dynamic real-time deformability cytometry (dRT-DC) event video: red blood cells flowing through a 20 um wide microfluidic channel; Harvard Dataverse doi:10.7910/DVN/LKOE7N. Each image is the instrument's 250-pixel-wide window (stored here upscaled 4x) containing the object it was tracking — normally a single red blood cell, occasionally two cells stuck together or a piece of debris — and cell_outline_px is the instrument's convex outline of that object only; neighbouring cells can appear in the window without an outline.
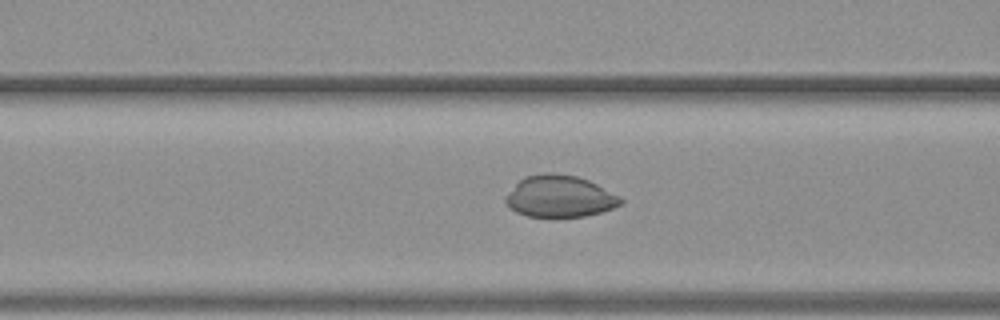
{"species": "common noctule bat (a hibernating species)", "species_latin": "Nyctalus noctula", "temperature_condition": "warm", "stored_images_in_passage": 54, "camera_frame_rate_fps": 3000, "um_per_image_px": 0.085, "animal": {"sex": "female", "body_mass_g": 19.3, "forearm_length_mm": 54.1}, "frame": {"image": 1, "passage_image": 21, "time_ms": 6.667, "image_size_px": [1000, 320], "cell_outline_px": [[624, 200], [620, 204], [612, 208], [600, 212], [584, 216], [528, 216], [516, 212], [504, 200], [504, 196], [524, 176], [548, 172], [576, 176], [588, 180], [620, 196]], "centroid_in_image_um": [47.56, 16.68], "position_along_channel_um": 119.0, "area_um2": 27.63}}
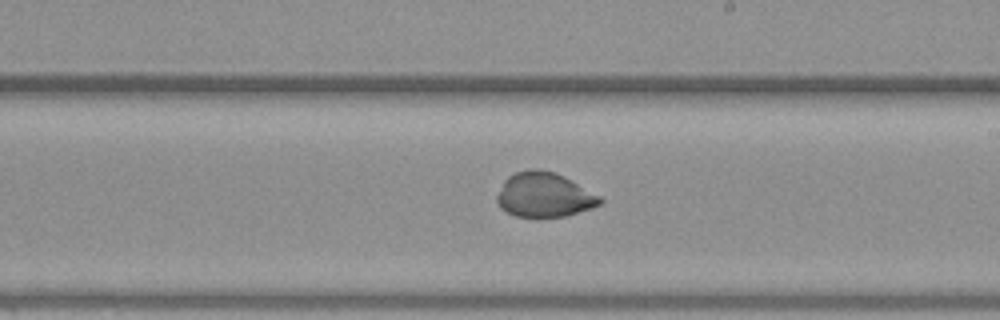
{"frame": {"image": 2, "passage_image": 31, "time_ms": 10.0, "image_size_px": [1000, 320], "cell_outline_px": [[604, 200], [600, 204], [592, 208], [564, 216], [516, 216], [500, 208], [496, 200], [496, 196], [504, 180], [508, 176], [516, 172], [532, 168], [536, 168], [556, 172], [564, 176], [600, 196]], "centroid_in_image_um": [46.24, 16.54], "position_along_channel_um": 242.8, "area_um2": 26.65}}
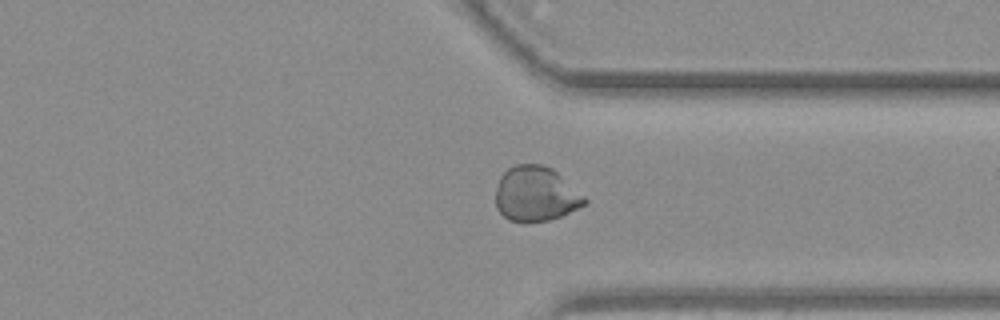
{"frame": {"image": 3, "passage_image": 41, "time_ms": 13.333, "image_size_px": [1000, 320], "cell_outline_px": [[588, 200], [584, 204], [560, 216], [548, 220], [508, 220], [496, 208], [496, 188], [500, 176], [508, 168], [516, 164], [540, 164], [552, 168], [584, 196]], "centroid_in_image_um": [45.51, 16.46], "position_along_channel_um": 365.9, "area_um2": 27.86}}